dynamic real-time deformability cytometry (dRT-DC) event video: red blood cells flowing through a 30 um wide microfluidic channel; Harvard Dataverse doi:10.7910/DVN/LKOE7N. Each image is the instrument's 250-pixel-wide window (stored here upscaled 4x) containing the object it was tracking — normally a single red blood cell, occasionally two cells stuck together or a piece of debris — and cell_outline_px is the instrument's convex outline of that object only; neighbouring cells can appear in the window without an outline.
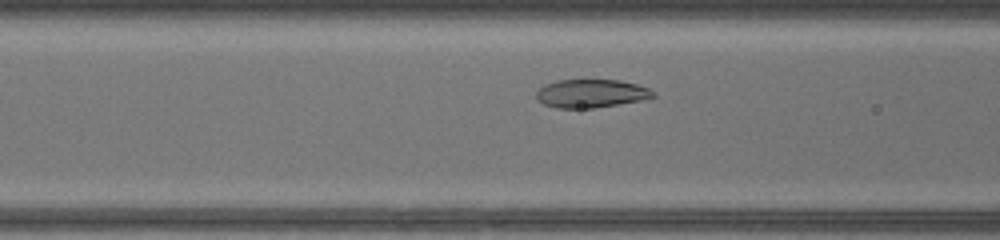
{"species": "common noctule bat (a hibernating species)", "species_latin": "Nyctalus noctula", "temperature_condition": "warm", "stored_images_in_passage": 30, "camera_frame_rate_fps": 3000, "um_per_image_px": 0.085, "animal": {"sex": "female", "body_mass_g": 17.0, "forearm_length_mm": 48.0}, "frame": {"image": 1, "passage_image": 6, "time_ms": 1.667, "image_size_px": [1000, 240], "cell_outline_px": [[656, 96], [644, 100], [592, 108], [556, 108], [544, 104], [536, 100], [536, 92], [544, 84], [556, 80], [620, 80], [636, 84], [648, 88], [656, 92]], "centroid_in_image_um": [50.24, 7.94], "position_along_channel_um": 116.4, "area_um2": 19.42}}
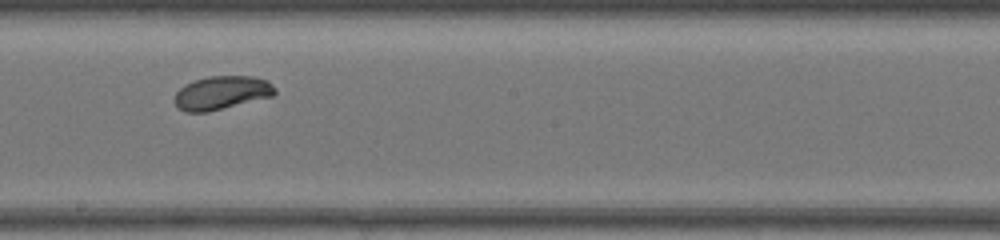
{"frame": {"image": 2, "passage_image": 14, "time_ms": 4.333, "image_size_px": [1000, 240], "cell_outline_px": [[276, 92], [272, 96], [208, 112], [184, 112], [176, 104], [176, 92], [184, 84], [192, 80], [208, 76], [252, 76], [268, 80], [276, 88]], "centroid_in_image_um": [18.85, 7.87], "position_along_channel_um": 229.4, "area_um2": 19.59}}
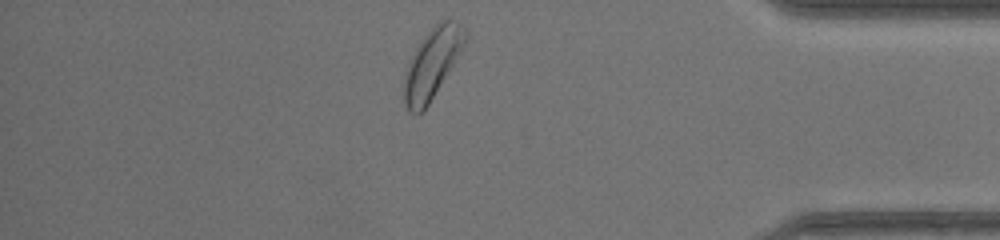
{"frame": {"image": 3, "passage_image": 28, "time_ms": 9.0, "image_size_px": [1000, 240], "cell_outline_px": [[468, 40], [428, 104], [420, 112], [408, 112], [404, 104], [404, 76], [408, 60], [420, 40], [440, 20], [448, 20], [460, 24], [468, 32]], "centroid_in_image_um": [36.72, 5.36], "position_along_channel_um": 398.5, "area_um2": 24.57}, "authors_computed_cell_mechanics": {"area_um2": 19.941, "velocity_mm_per_s": 4.243, "shape_relaxation_time_tau1_ms": 2.0274, "shape_relaxation_time_tau2_ms": null, "deformation_change_tau1": 0.1091, "deformation_change_tau2": null}}